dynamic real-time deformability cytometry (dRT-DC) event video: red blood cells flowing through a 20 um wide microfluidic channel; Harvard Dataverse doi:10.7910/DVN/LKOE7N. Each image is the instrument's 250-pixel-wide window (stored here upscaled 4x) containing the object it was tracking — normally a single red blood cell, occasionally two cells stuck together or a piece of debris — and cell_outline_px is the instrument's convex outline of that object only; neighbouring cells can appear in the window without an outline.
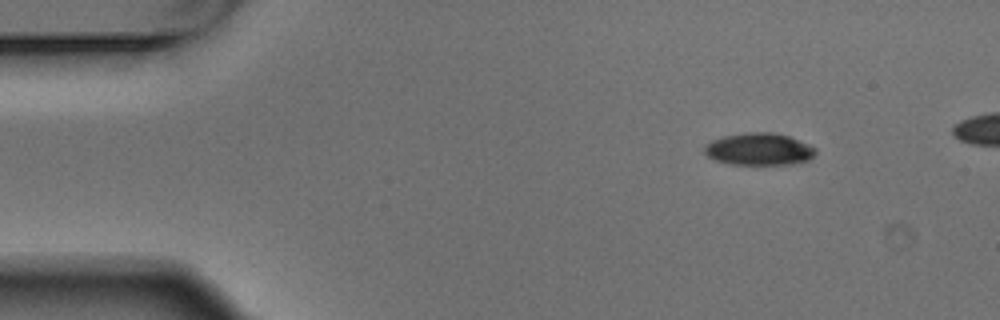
{"species": "Egyptian fruit bat (a non-hibernating species)", "species_latin": "Rousettus aegyptiacus", "temperature_condition": "warm", "stored_images_in_passage": 4, "camera_frame_rate_fps": 3000, "um_per_image_px": 0.085, "animal": {"sex": "male"}, "frame": {"image": 1, "passage_image": 1, "time_ms": 0.0, "image_size_px": [1000, 320], "cell_outline_px": [[816, 152], [808, 160], [792, 164], [728, 164], [712, 160], [704, 152], [704, 144], [712, 140], [724, 136], [748, 132], [772, 132], [788, 136], [808, 144], [816, 148]], "centroid_in_image_um": [64.47, 12.68], "position_along_channel_um": 20.5, "area_um2": 20.87}}
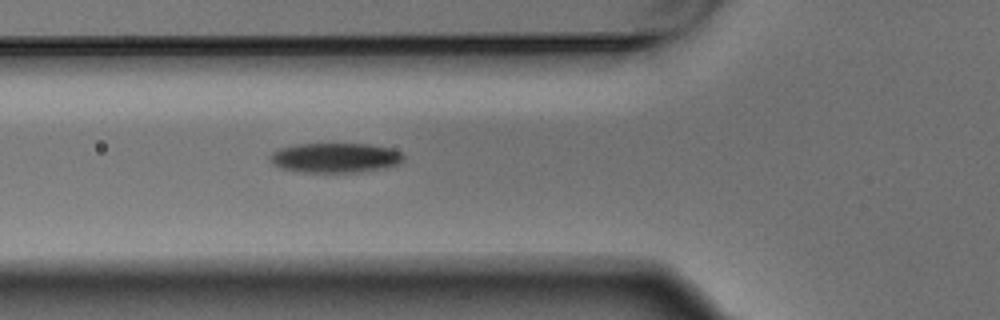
{"frame": {"image": 2, "passage_image": 4, "time_ms": 1.0, "image_size_px": [1000, 320], "cell_outline_px": [[404, 160], [400, 164], [384, 168], [360, 172], [304, 172], [280, 168], [272, 164], [268, 160], [268, 156], [272, 152], [280, 148], [296, 144], [368, 144], [392, 148], [400, 152], [404, 156]], "centroid_in_image_um": [28.48, 13.41], "position_along_channel_um": 97.3, "area_um2": 23.35}}